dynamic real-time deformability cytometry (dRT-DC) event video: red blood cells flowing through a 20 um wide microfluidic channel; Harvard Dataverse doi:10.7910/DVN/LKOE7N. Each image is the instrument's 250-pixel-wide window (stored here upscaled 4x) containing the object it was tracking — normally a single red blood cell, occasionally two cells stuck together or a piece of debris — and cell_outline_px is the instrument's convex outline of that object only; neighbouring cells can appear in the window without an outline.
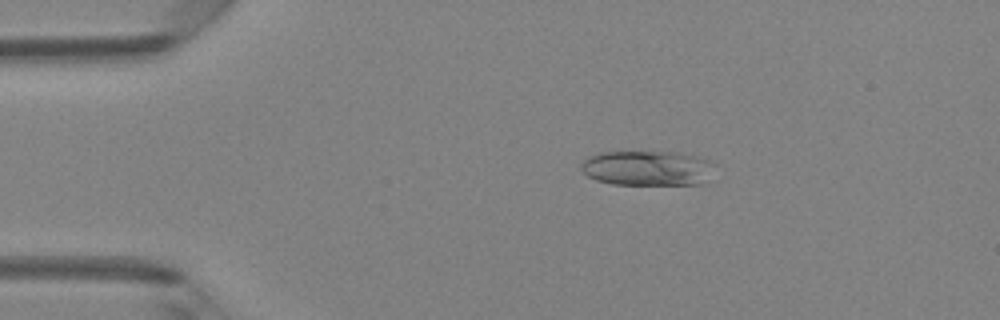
{"species": "Egyptian fruit bat (a non-hibernating species)", "species_latin": "Rousettus aegyptiacus", "temperature_condition": "room temperature", "stored_images_in_passage": 48, "camera_frame_rate_fps": 3000, "um_per_image_px": 0.085, "animal": {"sex": "female"}, "frame": {"image": 1, "passage_image": 9, "time_ms": 2.667, "image_size_px": [1000, 320], "cell_outline_px": [[708, 160], [704, 184], [612, 184], [596, 180], [588, 176], [580, 168], [580, 164], [588, 156], [600, 152], [676, 152], [696, 156]], "centroid_in_image_um": [54.87, 14.28], "position_along_channel_um": 30.1, "area_um2": 26.53}}
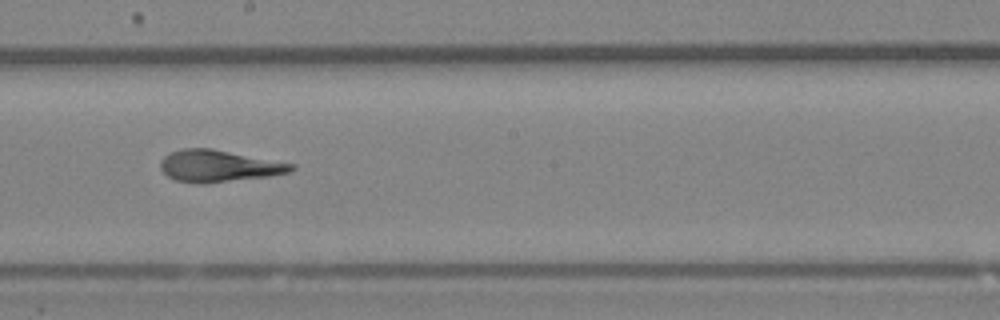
{"frame": {"image": 2, "passage_image": 27, "time_ms": 8.667, "image_size_px": [1000, 320], "cell_outline_px": [[296, 168], [288, 172], [268, 176], [204, 184], [200, 184], [176, 180], [168, 176], [160, 168], [160, 160], [164, 156], [180, 148], [212, 148], [296, 164]], "centroid_in_image_um": [18.58, 14.1], "position_along_channel_um": 229.6, "area_um2": 24.28}}
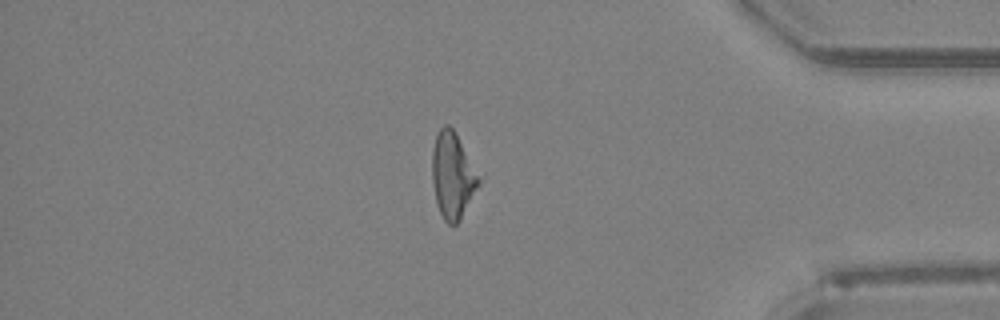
{"frame": {"image": 3, "passage_image": 41, "time_ms": 13.333, "image_size_px": [1000, 320], "cell_outline_px": [[484, 176], [480, 184], [460, 220], [456, 224], [448, 224], [444, 220], [440, 212], [436, 200], [432, 180], [432, 152], [436, 136], [440, 128], [444, 124], [448, 124], [456, 132], [484, 172]], "centroid_in_image_um": [38.57, 14.85], "position_along_channel_um": 396.6, "area_um2": 24.51}, "authors_computed_cell_mechanics": {"area_um2": 24.5072, "velocity_mm_per_s": 4.213, "shape_relaxation_time_tau1_ms": 8.4988, "shape_relaxation_time_tau2_ms": 1.8312, "deformation_change_tau1": 0.2217, "deformation_change_tau2": 0.1016}}